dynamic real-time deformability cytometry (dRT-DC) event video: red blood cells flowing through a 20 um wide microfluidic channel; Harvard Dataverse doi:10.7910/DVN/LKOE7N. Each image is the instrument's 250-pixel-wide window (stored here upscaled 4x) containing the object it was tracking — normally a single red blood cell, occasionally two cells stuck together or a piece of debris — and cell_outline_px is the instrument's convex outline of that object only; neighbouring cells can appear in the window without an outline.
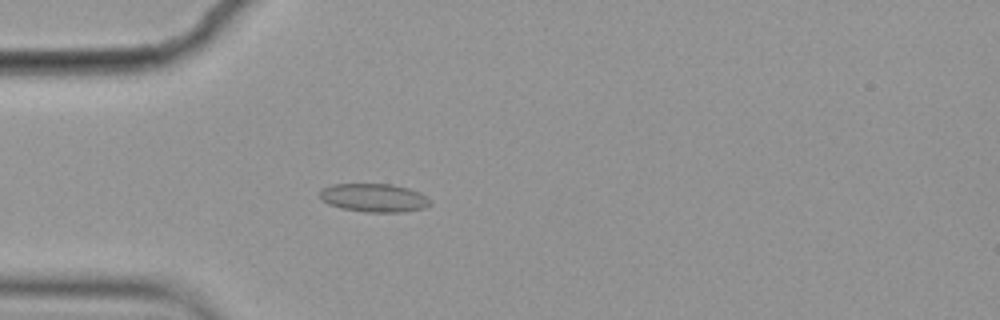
{"species": "common noctule bat (a hibernating species)", "species_latin": "Nyctalus noctula", "temperature_condition": "cold", "stored_images_in_passage": 3, "camera_frame_rate_fps": 3000, "um_per_image_px": 0.085, "animal": {"sex": "female", "body_mass_g": 19.9}, "frame": {"image": 1, "passage_image": 3, "time_ms": 0.667, "image_size_px": [1000, 320], "cell_outline_px": [[432, 204], [424, 208], [400, 212], [364, 212], [340, 208], [328, 204], [320, 200], [320, 192], [324, 188], [332, 184], [392, 184], [408, 188], [420, 192]], "centroid_in_image_um": [31.76, 16.81], "position_along_channel_um": 53.2, "area_um2": 18.26}}